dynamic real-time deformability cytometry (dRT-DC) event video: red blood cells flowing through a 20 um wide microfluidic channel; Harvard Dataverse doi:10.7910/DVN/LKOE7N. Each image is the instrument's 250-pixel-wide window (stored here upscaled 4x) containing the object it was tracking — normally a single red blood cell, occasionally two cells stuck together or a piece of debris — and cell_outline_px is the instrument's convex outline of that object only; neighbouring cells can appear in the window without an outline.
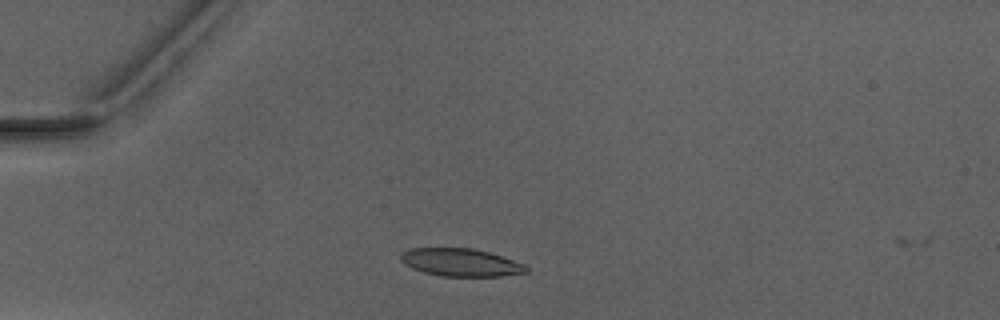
{"species": "Egyptian fruit bat (a non-hibernating species)", "species_latin": "Rousettus aegyptiacus", "temperature_condition": "warm", "stored_images_in_passage": 3, "camera_frame_rate_fps": 3000, "um_per_image_px": 0.085, "animal": {"sex": "male"}, "frame": {"image": 1, "passage_image": 2, "time_ms": 1.0, "image_size_px": [1000, 320], "cell_outline_px": [[528, 272], [500, 276], [440, 276], [424, 272], [412, 268], [400, 260], [400, 256], [404, 252], [412, 248], [472, 248], [488, 252], [528, 264]], "centroid_in_image_um": [39.21, 22.31], "position_along_channel_um": 45.8, "area_um2": 20.29}}